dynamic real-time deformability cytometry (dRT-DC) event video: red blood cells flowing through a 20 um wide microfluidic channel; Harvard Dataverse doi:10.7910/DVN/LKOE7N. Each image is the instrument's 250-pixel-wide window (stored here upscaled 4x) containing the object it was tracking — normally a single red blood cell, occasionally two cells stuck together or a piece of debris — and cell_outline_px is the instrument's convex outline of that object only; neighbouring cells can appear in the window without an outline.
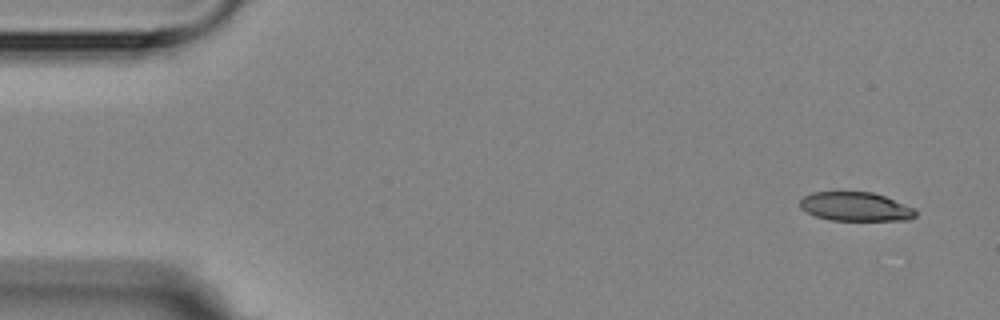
{"species": "Egyptian fruit bat (a non-hibernating species)", "species_latin": "Rousettus aegyptiacus", "temperature_condition": "room temperature", "stored_images_in_passage": 4, "camera_frame_rate_fps": 3000, "um_per_image_px": 0.085, "animal": {"sex": "female"}, "frame": {"image": 1, "passage_image": 1, "time_ms": 0.0, "image_size_px": [1000, 320], "cell_outline_px": [[916, 216], [908, 220], [832, 220], [816, 216], [800, 208], [800, 200], [804, 196], [812, 192], [872, 192], [884, 196], [916, 208]], "centroid_in_image_um": [72.74, 17.56], "position_along_channel_um": 12.3, "area_um2": 19.42}}
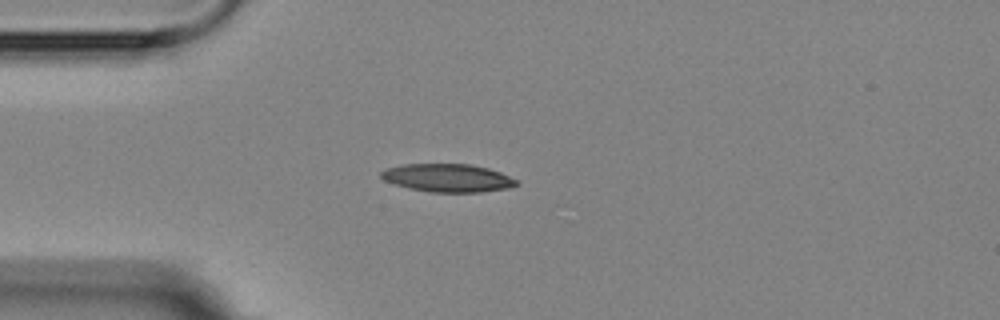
{"frame": {"image": 2, "passage_image": 4, "time_ms": 3.667, "image_size_px": [1000, 320], "cell_outline_px": [[520, 184], [508, 188], [480, 192], [428, 192], [396, 184], [384, 180], [380, 176], [380, 172], [388, 168], [404, 164], [468, 164], [488, 168], [500, 172], [516, 180]], "centroid_in_image_um": [38.07, 15.12], "position_along_channel_um": 46.9, "area_um2": 21.91}}